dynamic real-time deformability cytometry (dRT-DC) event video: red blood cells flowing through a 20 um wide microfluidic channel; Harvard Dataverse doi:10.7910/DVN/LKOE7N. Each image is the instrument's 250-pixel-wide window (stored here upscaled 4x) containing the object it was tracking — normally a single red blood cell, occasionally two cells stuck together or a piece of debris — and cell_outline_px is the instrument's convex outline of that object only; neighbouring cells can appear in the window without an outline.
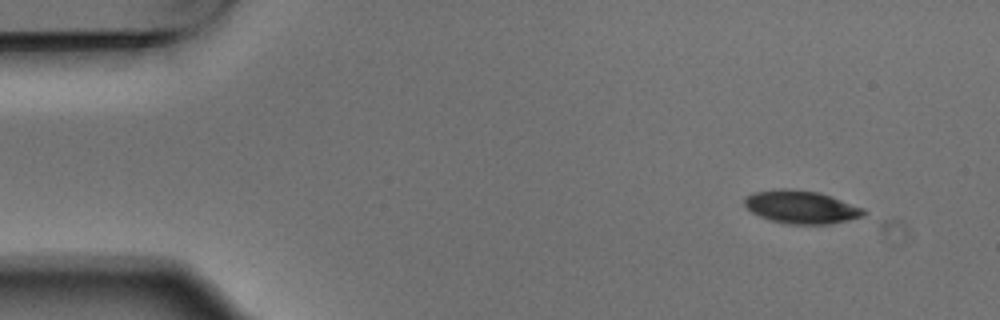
{"species": "Egyptian fruit bat (a non-hibernating species)", "species_latin": "Rousettus aegyptiacus", "temperature_condition": "warm", "stored_images_in_passage": 4, "camera_frame_rate_fps": 3000, "um_per_image_px": 0.085, "animal": {"sex": "male"}, "frame": {"image": 1, "passage_image": 1, "time_ms": 0.0, "image_size_px": [1000, 320], "cell_outline_px": [[868, 212], [864, 216], [832, 224], [788, 224], [768, 220], [752, 212], [744, 204], [744, 200], [752, 192], [780, 188], [788, 188], [820, 192], [832, 196], [864, 208]], "centroid_in_image_um": [68.13, 17.59], "position_along_channel_um": 16.9, "area_um2": 23.18}}
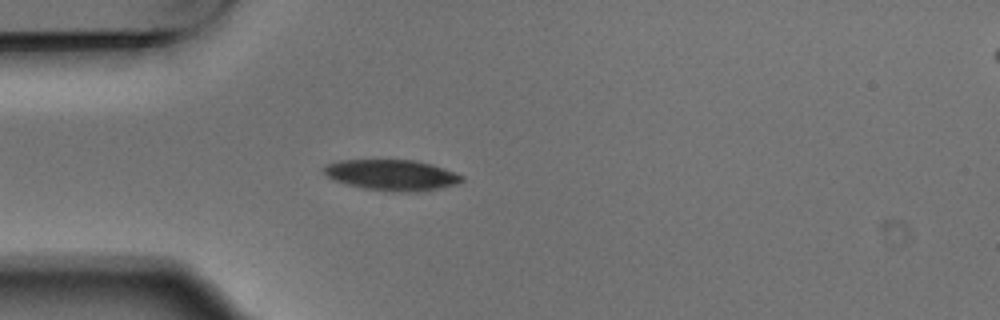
{"frame": {"image": 2, "passage_image": 4, "time_ms": 1.0, "image_size_px": [1000, 320], "cell_outline_px": [[464, 180], [456, 184], [440, 188], [420, 192], [392, 192], [364, 188], [344, 184], [332, 180], [324, 172], [324, 168], [328, 164], [340, 160], [412, 160], [432, 164], [444, 168], [464, 176]], "centroid_in_image_um": [33.32, 14.89], "position_along_channel_um": 51.7, "area_um2": 24.85}}